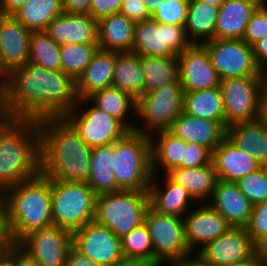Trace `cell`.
<instances>
[{
    "instance_id": "obj_32",
    "label": "cell",
    "mask_w": 267,
    "mask_h": 266,
    "mask_svg": "<svg viewBox=\"0 0 267 266\" xmlns=\"http://www.w3.org/2000/svg\"><path fill=\"white\" fill-rule=\"evenodd\" d=\"M87 184L97 196L121 190L114 174V143L92 148Z\"/></svg>"
},
{
    "instance_id": "obj_40",
    "label": "cell",
    "mask_w": 267,
    "mask_h": 266,
    "mask_svg": "<svg viewBox=\"0 0 267 266\" xmlns=\"http://www.w3.org/2000/svg\"><path fill=\"white\" fill-rule=\"evenodd\" d=\"M121 250L124 258L144 259L154 263V249L145 223L121 238Z\"/></svg>"
},
{
    "instance_id": "obj_57",
    "label": "cell",
    "mask_w": 267,
    "mask_h": 266,
    "mask_svg": "<svg viewBox=\"0 0 267 266\" xmlns=\"http://www.w3.org/2000/svg\"><path fill=\"white\" fill-rule=\"evenodd\" d=\"M163 266H208L204 264L196 255L185 260L172 261Z\"/></svg>"
},
{
    "instance_id": "obj_2",
    "label": "cell",
    "mask_w": 267,
    "mask_h": 266,
    "mask_svg": "<svg viewBox=\"0 0 267 266\" xmlns=\"http://www.w3.org/2000/svg\"><path fill=\"white\" fill-rule=\"evenodd\" d=\"M40 174L48 179L87 183L91 151L65 117L38 120Z\"/></svg>"
},
{
    "instance_id": "obj_17",
    "label": "cell",
    "mask_w": 267,
    "mask_h": 266,
    "mask_svg": "<svg viewBox=\"0 0 267 266\" xmlns=\"http://www.w3.org/2000/svg\"><path fill=\"white\" fill-rule=\"evenodd\" d=\"M177 57L179 81L184 93L220 86V78L202 44H192Z\"/></svg>"
},
{
    "instance_id": "obj_16",
    "label": "cell",
    "mask_w": 267,
    "mask_h": 266,
    "mask_svg": "<svg viewBox=\"0 0 267 266\" xmlns=\"http://www.w3.org/2000/svg\"><path fill=\"white\" fill-rule=\"evenodd\" d=\"M72 237L73 247L98 266H113L123 258L121 239L95 221L74 232Z\"/></svg>"
},
{
    "instance_id": "obj_50",
    "label": "cell",
    "mask_w": 267,
    "mask_h": 266,
    "mask_svg": "<svg viewBox=\"0 0 267 266\" xmlns=\"http://www.w3.org/2000/svg\"><path fill=\"white\" fill-rule=\"evenodd\" d=\"M92 0H62L63 13L88 14Z\"/></svg>"
},
{
    "instance_id": "obj_30",
    "label": "cell",
    "mask_w": 267,
    "mask_h": 266,
    "mask_svg": "<svg viewBox=\"0 0 267 266\" xmlns=\"http://www.w3.org/2000/svg\"><path fill=\"white\" fill-rule=\"evenodd\" d=\"M87 99L96 108L119 120L129 131H134L137 100L130 94L111 86L92 93Z\"/></svg>"
},
{
    "instance_id": "obj_12",
    "label": "cell",
    "mask_w": 267,
    "mask_h": 266,
    "mask_svg": "<svg viewBox=\"0 0 267 266\" xmlns=\"http://www.w3.org/2000/svg\"><path fill=\"white\" fill-rule=\"evenodd\" d=\"M264 84L265 76L220 80L226 128L233 123L258 120L260 93Z\"/></svg>"
},
{
    "instance_id": "obj_59",
    "label": "cell",
    "mask_w": 267,
    "mask_h": 266,
    "mask_svg": "<svg viewBox=\"0 0 267 266\" xmlns=\"http://www.w3.org/2000/svg\"><path fill=\"white\" fill-rule=\"evenodd\" d=\"M143 2L146 5L149 15L152 16L158 7L161 6L163 0H143Z\"/></svg>"
},
{
    "instance_id": "obj_56",
    "label": "cell",
    "mask_w": 267,
    "mask_h": 266,
    "mask_svg": "<svg viewBox=\"0 0 267 266\" xmlns=\"http://www.w3.org/2000/svg\"><path fill=\"white\" fill-rule=\"evenodd\" d=\"M113 266H158L153 262L144 259H134V258H122Z\"/></svg>"
},
{
    "instance_id": "obj_65",
    "label": "cell",
    "mask_w": 267,
    "mask_h": 266,
    "mask_svg": "<svg viewBox=\"0 0 267 266\" xmlns=\"http://www.w3.org/2000/svg\"><path fill=\"white\" fill-rule=\"evenodd\" d=\"M264 76H265V84L267 85V71L264 72Z\"/></svg>"
},
{
    "instance_id": "obj_6",
    "label": "cell",
    "mask_w": 267,
    "mask_h": 266,
    "mask_svg": "<svg viewBox=\"0 0 267 266\" xmlns=\"http://www.w3.org/2000/svg\"><path fill=\"white\" fill-rule=\"evenodd\" d=\"M148 190H119L98 195L94 221L108 227L119 239L144 223Z\"/></svg>"
},
{
    "instance_id": "obj_8",
    "label": "cell",
    "mask_w": 267,
    "mask_h": 266,
    "mask_svg": "<svg viewBox=\"0 0 267 266\" xmlns=\"http://www.w3.org/2000/svg\"><path fill=\"white\" fill-rule=\"evenodd\" d=\"M183 101L184 90L180 81L142 94L137 99L136 120H139L135 124L134 131L151 135L156 131L168 130L183 112ZM141 122L142 125L138 124Z\"/></svg>"
},
{
    "instance_id": "obj_61",
    "label": "cell",
    "mask_w": 267,
    "mask_h": 266,
    "mask_svg": "<svg viewBox=\"0 0 267 266\" xmlns=\"http://www.w3.org/2000/svg\"><path fill=\"white\" fill-rule=\"evenodd\" d=\"M7 79H8V73L4 70V68L0 63V85L6 86Z\"/></svg>"
},
{
    "instance_id": "obj_44",
    "label": "cell",
    "mask_w": 267,
    "mask_h": 266,
    "mask_svg": "<svg viewBox=\"0 0 267 266\" xmlns=\"http://www.w3.org/2000/svg\"><path fill=\"white\" fill-rule=\"evenodd\" d=\"M265 35H267V0H264L253 12L242 40L252 47Z\"/></svg>"
},
{
    "instance_id": "obj_41",
    "label": "cell",
    "mask_w": 267,
    "mask_h": 266,
    "mask_svg": "<svg viewBox=\"0 0 267 266\" xmlns=\"http://www.w3.org/2000/svg\"><path fill=\"white\" fill-rule=\"evenodd\" d=\"M236 184L246 198L253 204L267 200V167L239 179Z\"/></svg>"
},
{
    "instance_id": "obj_47",
    "label": "cell",
    "mask_w": 267,
    "mask_h": 266,
    "mask_svg": "<svg viewBox=\"0 0 267 266\" xmlns=\"http://www.w3.org/2000/svg\"><path fill=\"white\" fill-rule=\"evenodd\" d=\"M119 13L135 23L151 19L143 0H123Z\"/></svg>"
},
{
    "instance_id": "obj_4",
    "label": "cell",
    "mask_w": 267,
    "mask_h": 266,
    "mask_svg": "<svg viewBox=\"0 0 267 266\" xmlns=\"http://www.w3.org/2000/svg\"><path fill=\"white\" fill-rule=\"evenodd\" d=\"M0 196L13 244L32 231L53 226L52 179L39 174L6 189Z\"/></svg>"
},
{
    "instance_id": "obj_42",
    "label": "cell",
    "mask_w": 267,
    "mask_h": 266,
    "mask_svg": "<svg viewBox=\"0 0 267 266\" xmlns=\"http://www.w3.org/2000/svg\"><path fill=\"white\" fill-rule=\"evenodd\" d=\"M188 5L189 0H163L151 19L157 23L185 26Z\"/></svg>"
},
{
    "instance_id": "obj_43",
    "label": "cell",
    "mask_w": 267,
    "mask_h": 266,
    "mask_svg": "<svg viewBox=\"0 0 267 266\" xmlns=\"http://www.w3.org/2000/svg\"><path fill=\"white\" fill-rule=\"evenodd\" d=\"M245 228L260 250L267 249V200L253 205L249 223Z\"/></svg>"
},
{
    "instance_id": "obj_45",
    "label": "cell",
    "mask_w": 267,
    "mask_h": 266,
    "mask_svg": "<svg viewBox=\"0 0 267 266\" xmlns=\"http://www.w3.org/2000/svg\"><path fill=\"white\" fill-rule=\"evenodd\" d=\"M211 158L212 153L206 147L195 143H186L181 167L197 168L206 166L211 163Z\"/></svg>"
},
{
    "instance_id": "obj_27",
    "label": "cell",
    "mask_w": 267,
    "mask_h": 266,
    "mask_svg": "<svg viewBox=\"0 0 267 266\" xmlns=\"http://www.w3.org/2000/svg\"><path fill=\"white\" fill-rule=\"evenodd\" d=\"M115 52L98 49L90 64L76 80L78 99H86L92 93L112 86Z\"/></svg>"
},
{
    "instance_id": "obj_51",
    "label": "cell",
    "mask_w": 267,
    "mask_h": 266,
    "mask_svg": "<svg viewBox=\"0 0 267 266\" xmlns=\"http://www.w3.org/2000/svg\"><path fill=\"white\" fill-rule=\"evenodd\" d=\"M64 266H98L87 256L82 255L74 247L69 250Z\"/></svg>"
},
{
    "instance_id": "obj_28",
    "label": "cell",
    "mask_w": 267,
    "mask_h": 266,
    "mask_svg": "<svg viewBox=\"0 0 267 266\" xmlns=\"http://www.w3.org/2000/svg\"><path fill=\"white\" fill-rule=\"evenodd\" d=\"M226 138L250 154L262 167H267V126L259 120L227 126Z\"/></svg>"
},
{
    "instance_id": "obj_18",
    "label": "cell",
    "mask_w": 267,
    "mask_h": 266,
    "mask_svg": "<svg viewBox=\"0 0 267 266\" xmlns=\"http://www.w3.org/2000/svg\"><path fill=\"white\" fill-rule=\"evenodd\" d=\"M183 221L186 243L194 255L231 227L208 203L195 205Z\"/></svg>"
},
{
    "instance_id": "obj_62",
    "label": "cell",
    "mask_w": 267,
    "mask_h": 266,
    "mask_svg": "<svg viewBox=\"0 0 267 266\" xmlns=\"http://www.w3.org/2000/svg\"><path fill=\"white\" fill-rule=\"evenodd\" d=\"M199 1H204L219 7L225 0H199Z\"/></svg>"
},
{
    "instance_id": "obj_24",
    "label": "cell",
    "mask_w": 267,
    "mask_h": 266,
    "mask_svg": "<svg viewBox=\"0 0 267 266\" xmlns=\"http://www.w3.org/2000/svg\"><path fill=\"white\" fill-rule=\"evenodd\" d=\"M211 162L217 180L227 182H237L262 167L250 154L237 148L227 138L212 151Z\"/></svg>"
},
{
    "instance_id": "obj_31",
    "label": "cell",
    "mask_w": 267,
    "mask_h": 266,
    "mask_svg": "<svg viewBox=\"0 0 267 266\" xmlns=\"http://www.w3.org/2000/svg\"><path fill=\"white\" fill-rule=\"evenodd\" d=\"M166 175L182 185L198 204L209 202L217 181L212 162L197 168L176 167L168 171Z\"/></svg>"
},
{
    "instance_id": "obj_38",
    "label": "cell",
    "mask_w": 267,
    "mask_h": 266,
    "mask_svg": "<svg viewBox=\"0 0 267 266\" xmlns=\"http://www.w3.org/2000/svg\"><path fill=\"white\" fill-rule=\"evenodd\" d=\"M29 62L48 70L61 71L60 44L45 31H33L30 37Z\"/></svg>"
},
{
    "instance_id": "obj_37",
    "label": "cell",
    "mask_w": 267,
    "mask_h": 266,
    "mask_svg": "<svg viewBox=\"0 0 267 266\" xmlns=\"http://www.w3.org/2000/svg\"><path fill=\"white\" fill-rule=\"evenodd\" d=\"M145 82L143 94L179 81L178 57L141 56Z\"/></svg>"
},
{
    "instance_id": "obj_46",
    "label": "cell",
    "mask_w": 267,
    "mask_h": 266,
    "mask_svg": "<svg viewBox=\"0 0 267 266\" xmlns=\"http://www.w3.org/2000/svg\"><path fill=\"white\" fill-rule=\"evenodd\" d=\"M123 0H92L88 14L97 22L101 19L117 14Z\"/></svg>"
},
{
    "instance_id": "obj_11",
    "label": "cell",
    "mask_w": 267,
    "mask_h": 266,
    "mask_svg": "<svg viewBox=\"0 0 267 266\" xmlns=\"http://www.w3.org/2000/svg\"><path fill=\"white\" fill-rule=\"evenodd\" d=\"M191 45L185 26L157 23L148 19L135 23L131 52L139 56H178Z\"/></svg>"
},
{
    "instance_id": "obj_25",
    "label": "cell",
    "mask_w": 267,
    "mask_h": 266,
    "mask_svg": "<svg viewBox=\"0 0 267 266\" xmlns=\"http://www.w3.org/2000/svg\"><path fill=\"white\" fill-rule=\"evenodd\" d=\"M264 0H225L219 6L213 39H242L253 12Z\"/></svg>"
},
{
    "instance_id": "obj_19",
    "label": "cell",
    "mask_w": 267,
    "mask_h": 266,
    "mask_svg": "<svg viewBox=\"0 0 267 266\" xmlns=\"http://www.w3.org/2000/svg\"><path fill=\"white\" fill-rule=\"evenodd\" d=\"M160 178L161 182L158 181ZM148 193L149 206L161 214L184 217L198 204L182 185L171 180L166 174H152Z\"/></svg>"
},
{
    "instance_id": "obj_64",
    "label": "cell",
    "mask_w": 267,
    "mask_h": 266,
    "mask_svg": "<svg viewBox=\"0 0 267 266\" xmlns=\"http://www.w3.org/2000/svg\"><path fill=\"white\" fill-rule=\"evenodd\" d=\"M7 254V251H4L2 254H0V260Z\"/></svg>"
},
{
    "instance_id": "obj_53",
    "label": "cell",
    "mask_w": 267,
    "mask_h": 266,
    "mask_svg": "<svg viewBox=\"0 0 267 266\" xmlns=\"http://www.w3.org/2000/svg\"><path fill=\"white\" fill-rule=\"evenodd\" d=\"M10 119L6 104V86L0 85V127L4 126Z\"/></svg>"
},
{
    "instance_id": "obj_14",
    "label": "cell",
    "mask_w": 267,
    "mask_h": 266,
    "mask_svg": "<svg viewBox=\"0 0 267 266\" xmlns=\"http://www.w3.org/2000/svg\"><path fill=\"white\" fill-rule=\"evenodd\" d=\"M260 254L245 227H230L196 256L208 266H239Z\"/></svg>"
},
{
    "instance_id": "obj_15",
    "label": "cell",
    "mask_w": 267,
    "mask_h": 266,
    "mask_svg": "<svg viewBox=\"0 0 267 266\" xmlns=\"http://www.w3.org/2000/svg\"><path fill=\"white\" fill-rule=\"evenodd\" d=\"M17 245L39 266H64L73 237L67 230L50 226L30 232Z\"/></svg>"
},
{
    "instance_id": "obj_35",
    "label": "cell",
    "mask_w": 267,
    "mask_h": 266,
    "mask_svg": "<svg viewBox=\"0 0 267 266\" xmlns=\"http://www.w3.org/2000/svg\"><path fill=\"white\" fill-rule=\"evenodd\" d=\"M183 112L201 119L218 121L225 126L224 100L220 86L184 93Z\"/></svg>"
},
{
    "instance_id": "obj_55",
    "label": "cell",
    "mask_w": 267,
    "mask_h": 266,
    "mask_svg": "<svg viewBox=\"0 0 267 266\" xmlns=\"http://www.w3.org/2000/svg\"><path fill=\"white\" fill-rule=\"evenodd\" d=\"M17 266H39L36 261L16 244Z\"/></svg>"
},
{
    "instance_id": "obj_33",
    "label": "cell",
    "mask_w": 267,
    "mask_h": 266,
    "mask_svg": "<svg viewBox=\"0 0 267 266\" xmlns=\"http://www.w3.org/2000/svg\"><path fill=\"white\" fill-rule=\"evenodd\" d=\"M112 86L130 94L136 100L143 94L145 75L141 56L132 52H115Z\"/></svg>"
},
{
    "instance_id": "obj_48",
    "label": "cell",
    "mask_w": 267,
    "mask_h": 266,
    "mask_svg": "<svg viewBox=\"0 0 267 266\" xmlns=\"http://www.w3.org/2000/svg\"><path fill=\"white\" fill-rule=\"evenodd\" d=\"M12 244L7 226L6 209L0 196V254L7 251Z\"/></svg>"
},
{
    "instance_id": "obj_26",
    "label": "cell",
    "mask_w": 267,
    "mask_h": 266,
    "mask_svg": "<svg viewBox=\"0 0 267 266\" xmlns=\"http://www.w3.org/2000/svg\"><path fill=\"white\" fill-rule=\"evenodd\" d=\"M135 22L121 13L113 14L97 22L99 49L117 53L131 52Z\"/></svg>"
},
{
    "instance_id": "obj_9",
    "label": "cell",
    "mask_w": 267,
    "mask_h": 266,
    "mask_svg": "<svg viewBox=\"0 0 267 266\" xmlns=\"http://www.w3.org/2000/svg\"><path fill=\"white\" fill-rule=\"evenodd\" d=\"M144 223L154 249V264L163 266L195 256L186 243L183 217L161 214L149 206Z\"/></svg>"
},
{
    "instance_id": "obj_54",
    "label": "cell",
    "mask_w": 267,
    "mask_h": 266,
    "mask_svg": "<svg viewBox=\"0 0 267 266\" xmlns=\"http://www.w3.org/2000/svg\"><path fill=\"white\" fill-rule=\"evenodd\" d=\"M258 120L267 126V85L264 84L260 93Z\"/></svg>"
},
{
    "instance_id": "obj_23",
    "label": "cell",
    "mask_w": 267,
    "mask_h": 266,
    "mask_svg": "<svg viewBox=\"0 0 267 266\" xmlns=\"http://www.w3.org/2000/svg\"><path fill=\"white\" fill-rule=\"evenodd\" d=\"M45 32L57 44L97 43V21L89 14L62 13Z\"/></svg>"
},
{
    "instance_id": "obj_29",
    "label": "cell",
    "mask_w": 267,
    "mask_h": 266,
    "mask_svg": "<svg viewBox=\"0 0 267 266\" xmlns=\"http://www.w3.org/2000/svg\"><path fill=\"white\" fill-rule=\"evenodd\" d=\"M152 174H166L181 167L186 142L169 130H160L150 135ZM161 169V170H160Z\"/></svg>"
},
{
    "instance_id": "obj_39",
    "label": "cell",
    "mask_w": 267,
    "mask_h": 266,
    "mask_svg": "<svg viewBox=\"0 0 267 266\" xmlns=\"http://www.w3.org/2000/svg\"><path fill=\"white\" fill-rule=\"evenodd\" d=\"M98 49V43L60 44L61 71L76 81Z\"/></svg>"
},
{
    "instance_id": "obj_13",
    "label": "cell",
    "mask_w": 267,
    "mask_h": 266,
    "mask_svg": "<svg viewBox=\"0 0 267 266\" xmlns=\"http://www.w3.org/2000/svg\"><path fill=\"white\" fill-rule=\"evenodd\" d=\"M220 80L264 76L257 67L253 48L242 39H213L202 43Z\"/></svg>"
},
{
    "instance_id": "obj_10",
    "label": "cell",
    "mask_w": 267,
    "mask_h": 266,
    "mask_svg": "<svg viewBox=\"0 0 267 266\" xmlns=\"http://www.w3.org/2000/svg\"><path fill=\"white\" fill-rule=\"evenodd\" d=\"M86 99H78L75 108L65 118L91 148L107 146L130 132L119 120L96 108ZM87 106V107H86Z\"/></svg>"
},
{
    "instance_id": "obj_5",
    "label": "cell",
    "mask_w": 267,
    "mask_h": 266,
    "mask_svg": "<svg viewBox=\"0 0 267 266\" xmlns=\"http://www.w3.org/2000/svg\"><path fill=\"white\" fill-rule=\"evenodd\" d=\"M114 174L121 190H148L152 178L150 135L130 131L114 143Z\"/></svg>"
},
{
    "instance_id": "obj_7",
    "label": "cell",
    "mask_w": 267,
    "mask_h": 266,
    "mask_svg": "<svg viewBox=\"0 0 267 266\" xmlns=\"http://www.w3.org/2000/svg\"><path fill=\"white\" fill-rule=\"evenodd\" d=\"M96 198L87 183L52 179L53 226L73 234L94 221Z\"/></svg>"
},
{
    "instance_id": "obj_60",
    "label": "cell",
    "mask_w": 267,
    "mask_h": 266,
    "mask_svg": "<svg viewBox=\"0 0 267 266\" xmlns=\"http://www.w3.org/2000/svg\"><path fill=\"white\" fill-rule=\"evenodd\" d=\"M239 266H264L262 255L259 254L253 260Z\"/></svg>"
},
{
    "instance_id": "obj_49",
    "label": "cell",
    "mask_w": 267,
    "mask_h": 266,
    "mask_svg": "<svg viewBox=\"0 0 267 266\" xmlns=\"http://www.w3.org/2000/svg\"><path fill=\"white\" fill-rule=\"evenodd\" d=\"M252 48L255 63L264 73L267 71V35L256 42Z\"/></svg>"
},
{
    "instance_id": "obj_34",
    "label": "cell",
    "mask_w": 267,
    "mask_h": 266,
    "mask_svg": "<svg viewBox=\"0 0 267 266\" xmlns=\"http://www.w3.org/2000/svg\"><path fill=\"white\" fill-rule=\"evenodd\" d=\"M219 7L199 0H189L185 30L192 44L213 40Z\"/></svg>"
},
{
    "instance_id": "obj_36",
    "label": "cell",
    "mask_w": 267,
    "mask_h": 266,
    "mask_svg": "<svg viewBox=\"0 0 267 266\" xmlns=\"http://www.w3.org/2000/svg\"><path fill=\"white\" fill-rule=\"evenodd\" d=\"M63 13L62 0H28L12 16L30 31H45Z\"/></svg>"
},
{
    "instance_id": "obj_22",
    "label": "cell",
    "mask_w": 267,
    "mask_h": 266,
    "mask_svg": "<svg viewBox=\"0 0 267 266\" xmlns=\"http://www.w3.org/2000/svg\"><path fill=\"white\" fill-rule=\"evenodd\" d=\"M186 143L206 147L211 153L226 138L227 128L218 121L201 119L182 112L168 129Z\"/></svg>"
},
{
    "instance_id": "obj_20",
    "label": "cell",
    "mask_w": 267,
    "mask_h": 266,
    "mask_svg": "<svg viewBox=\"0 0 267 266\" xmlns=\"http://www.w3.org/2000/svg\"><path fill=\"white\" fill-rule=\"evenodd\" d=\"M31 33L13 16L0 15V63L7 73L29 62Z\"/></svg>"
},
{
    "instance_id": "obj_63",
    "label": "cell",
    "mask_w": 267,
    "mask_h": 266,
    "mask_svg": "<svg viewBox=\"0 0 267 266\" xmlns=\"http://www.w3.org/2000/svg\"><path fill=\"white\" fill-rule=\"evenodd\" d=\"M260 254L262 255L264 266H267V249L260 250Z\"/></svg>"
},
{
    "instance_id": "obj_52",
    "label": "cell",
    "mask_w": 267,
    "mask_h": 266,
    "mask_svg": "<svg viewBox=\"0 0 267 266\" xmlns=\"http://www.w3.org/2000/svg\"><path fill=\"white\" fill-rule=\"evenodd\" d=\"M28 0H0V15L12 16Z\"/></svg>"
},
{
    "instance_id": "obj_21",
    "label": "cell",
    "mask_w": 267,
    "mask_h": 266,
    "mask_svg": "<svg viewBox=\"0 0 267 266\" xmlns=\"http://www.w3.org/2000/svg\"><path fill=\"white\" fill-rule=\"evenodd\" d=\"M208 204L226 220L231 227H246L253 204L241 192L236 182L217 180Z\"/></svg>"
},
{
    "instance_id": "obj_1",
    "label": "cell",
    "mask_w": 267,
    "mask_h": 266,
    "mask_svg": "<svg viewBox=\"0 0 267 266\" xmlns=\"http://www.w3.org/2000/svg\"><path fill=\"white\" fill-rule=\"evenodd\" d=\"M77 102L76 81L63 71L28 62L8 73L6 104L12 119L65 117Z\"/></svg>"
},
{
    "instance_id": "obj_3",
    "label": "cell",
    "mask_w": 267,
    "mask_h": 266,
    "mask_svg": "<svg viewBox=\"0 0 267 266\" xmlns=\"http://www.w3.org/2000/svg\"><path fill=\"white\" fill-rule=\"evenodd\" d=\"M40 174V128L34 119H10L0 127V195Z\"/></svg>"
},
{
    "instance_id": "obj_58",
    "label": "cell",
    "mask_w": 267,
    "mask_h": 266,
    "mask_svg": "<svg viewBox=\"0 0 267 266\" xmlns=\"http://www.w3.org/2000/svg\"><path fill=\"white\" fill-rule=\"evenodd\" d=\"M0 266H17L16 264V244H12L7 254L0 260Z\"/></svg>"
}]
</instances>
